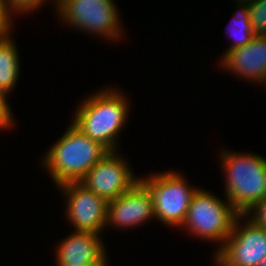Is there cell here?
<instances>
[{
	"label": "cell",
	"instance_id": "cell-1",
	"mask_svg": "<svg viewBox=\"0 0 266 266\" xmlns=\"http://www.w3.org/2000/svg\"><path fill=\"white\" fill-rule=\"evenodd\" d=\"M109 151L73 124L43 158L57 186L79 182Z\"/></svg>",
	"mask_w": 266,
	"mask_h": 266
},
{
	"label": "cell",
	"instance_id": "cell-2",
	"mask_svg": "<svg viewBox=\"0 0 266 266\" xmlns=\"http://www.w3.org/2000/svg\"><path fill=\"white\" fill-rule=\"evenodd\" d=\"M78 106L72 124L108 151H116V137L127 120L126 98L114 89L87 97Z\"/></svg>",
	"mask_w": 266,
	"mask_h": 266
},
{
	"label": "cell",
	"instance_id": "cell-3",
	"mask_svg": "<svg viewBox=\"0 0 266 266\" xmlns=\"http://www.w3.org/2000/svg\"><path fill=\"white\" fill-rule=\"evenodd\" d=\"M226 172V196L239 214H246L266 197V159L229 151L221 156Z\"/></svg>",
	"mask_w": 266,
	"mask_h": 266
},
{
	"label": "cell",
	"instance_id": "cell-4",
	"mask_svg": "<svg viewBox=\"0 0 266 266\" xmlns=\"http://www.w3.org/2000/svg\"><path fill=\"white\" fill-rule=\"evenodd\" d=\"M228 203V204H227ZM239 213L228 200L225 204L210 192L197 190L194 194L182 227H187L194 236L222 242L230 235Z\"/></svg>",
	"mask_w": 266,
	"mask_h": 266
},
{
	"label": "cell",
	"instance_id": "cell-5",
	"mask_svg": "<svg viewBox=\"0 0 266 266\" xmlns=\"http://www.w3.org/2000/svg\"><path fill=\"white\" fill-rule=\"evenodd\" d=\"M140 181L151 193L154 217L169 226L181 227L198 188L189 187L181 174L170 171Z\"/></svg>",
	"mask_w": 266,
	"mask_h": 266
},
{
	"label": "cell",
	"instance_id": "cell-6",
	"mask_svg": "<svg viewBox=\"0 0 266 266\" xmlns=\"http://www.w3.org/2000/svg\"><path fill=\"white\" fill-rule=\"evenodd\" d=\"M112 0H58L57 9L65 23L102 37L119 39V13Z\"/></svg>",
	"mask_w": 266,
	"mask_h": 266
},
{
	"label": "cell",
	"instance_id": "cell-7",
	"mask_svg": "<svg viewBox=\"0 0 266 266\" xmlns=\"http://www.w3.org/2000/svg\"><path fill=\"white\" fill-rule=\"evenodd\" d=\"M243 216L236 217L230 235L215 254L218 266H258L266 258V229L250 218L240 228Z\"/></svg>",
	"mask_w": 266,
	"mask_h": 266
},
{
	"label": "cell",
	"instance_id": "cell-8",
	"mask_svg": "<svg viewBox=\"0 0 266 266\" xmlns=\"http://www.w3.org/2000/svg\"><path fill=\"white\" fill-rule=\"evenodd\" d=\"M66 195V216L75 231L99 232L106 227L108 202L79 182H69L58 186Z\"/></svg>",
	"mask_w": 266,
	"mask_h": 266
},
{
	"label": "cell",
	"instance_id": "cell-9",
	"mask_svg": "<svg viewBox=\"0 0 266 266\" xmlns=\"http://www.w3.org/2000/svg\"><path fill=\"white\" fill-rule=\"evenodd\" d=\"M115 152L109 151L80 181L107 202L126 193L140 180L133 176L128 163Z\"/></svg>",
	"mask_w": 266,
	"mask_h": 266
},
{
	"label": "cell",
	"instance_id": "cell-10",
	"mask_svg": "<svg viewBox=\"0 0 266 266\" xmlns=\"http://www.w3.org/2000/svg\"><path fill=\"white\" fill-rule=\"evenodd\" d=\"M154 217L150 191L139 180L130 190L108 202L107 224L128 228L140 225Z\"/></svg>",
	"mask_w": 266,
	"mask_h": 266
},
{
	"label": "cell",
	"instance_id": "cell-11",
	"mask_svg": "<svg viewBox=\"0 0 266 266\" xmlns=\"http://www.w3.org/2000/svg\"><path fill=\"white\" fill-rule=\"evenodd\" d=\"M99 234L75 231L57 248L58 266H108Z\"/></svg>",
	"mask_w": 266,
	"mask_h": 266
},
{
	"label": "cell",
	"instance_id": "cell-12",
	"mask_svg": "<svg viewBox=\"0 0 266 266\" xmlns=\"http://www.w3.org/2000/svg\"><path fill=\"white\" fill-rule=\"evenodd\" d=\"M220 62L226 70L264 84L266 82V36L254 35L249 44L230 50L222 56Z\"/></svg>",
	"mask_w": 266,
	"mask_h": 266
},
{
	"label": "cell",
	"instance_id": "cell-13",
	"mask_svg": "<svg viewBox=\"0 0 266 266\" xmlns=\"http://www.w3.org/2000/svg\"><path fill=\"white\" fill-rule=\"evenodd\" d=\"M20 61L11 37L0 39V94H8L17 83Z\"/></svg>",
	"mask_w": 266,
	"mask_h": 266
},
{
	"label": "cell",
	"instance_id": "cell-14",
	"mask_svg": "<svg viewBox=\"0 0 266 266\" xmlns=\"http://www.w3.org/2000/svg\"><path fill=\"white\" fill-rule=\"evenodd\" d=\"M237 3L241 4V7L239 6V11L237 10V15L234 16L232 20H234V26L237 28L236 32L232 31V36L234 39H237L234 44L229 47V49L224 53H228L230 50L243 47L247 44H249L253 38L254 31L252 28V25L250 23V16H249V10L248 5L245 0H237ZM232 28V27H231ZM232 30V29H231ZM240 30V31H239ZM240 36V37H239Z\"/></svg>",
	"mask_w": 266,
	"mask_h": 266
},
{
	"label": "cell",
	"instance_id": "cell-15",
	"mask_svg": "<svg viewBox=\"0 0 266 266\" xmlns=\"http://www.w3.org/2000/svg\"><path fill=\"white\" fill-rule=\"evenodd\" d=\"M255 35L266 36V0H245Z\"/></svg>",
	"mask_w": 266,
	"mask_h": 266
},
{
	"label": "cell",
	"instance_id": "cell-16",
	"mask_svg": "<svg viewBox=\"0 0 266 266\" xmlns=\"http://www.w3.org/2000/svg\"><path fill=\"white\" fill-rule=\"evenodd\" d=\"M3 2V6L8 13L11 11H15L18 13L30 12V10H35L37 7L41 6L46 0H1ZM56 1L55 5L57 6L58 0Z\"/></svg>",
	"mask_w": 266,
	"mask_h": 266
},
{
	"label": "cell",
	"instance_id": "cell-17",
	"mask_svg": "<svg viewBox=\"0 0 266 266\" xmlns=\"http://www.w3.org/2000/svg\"><path fill=\"white\" fill-rule=\"evenodd\" d=\"M252 211L254 214L249 218L258 226L266 227V197L256 203L245 215L248 216Z\"/></svg>",
	"mask_w": 266,
	"mask_h": 266
},
{
	"label": "cell",
	"instance_id": "cell-18",
	"mask_svg": "<svg viewBox=\"0 0 266 266\" xmlns=\"http://www.w3.org/2000/svg\"><path fill=\"white\" fill-rule=\"evenodd\" d=\"M13 115L11 114L10 107L6 101V95L0 94V129L8 128V126L12 125Z\"/></svg>",
	"mask_w": 266,
	"mask_h": 266
},
{
	"label": "cell",
	"instance_id": "cell-19",
	"mask_svg": "<svg viewBox=\"0 0 266 266\" xmlns=\"http://www.w3.org/2000/svg\"><path fill=\"white\" fill-rule=\"evenodd\" d=\"M9 14L5 7L3 6V2L0 0V39L11 36L8 33H10V27H11V20Z\"/></svg>",
	"mask_w": 266,
	"mask_h": 266
},
{
	"label": "cell",
	"instance_id": "cell-20",
	"mask_svg": "<svg viewBox=\"0 0 266 266\" xmlns=\"http://www.w3.org/2000/svg\"><path fill=\"white\" fill-rule=\"evenodd\" d=\"M258 266H266V258Z\"/></svg>",
	"mask_w": 266,
	"mask_h": 266
}]
</instances>
